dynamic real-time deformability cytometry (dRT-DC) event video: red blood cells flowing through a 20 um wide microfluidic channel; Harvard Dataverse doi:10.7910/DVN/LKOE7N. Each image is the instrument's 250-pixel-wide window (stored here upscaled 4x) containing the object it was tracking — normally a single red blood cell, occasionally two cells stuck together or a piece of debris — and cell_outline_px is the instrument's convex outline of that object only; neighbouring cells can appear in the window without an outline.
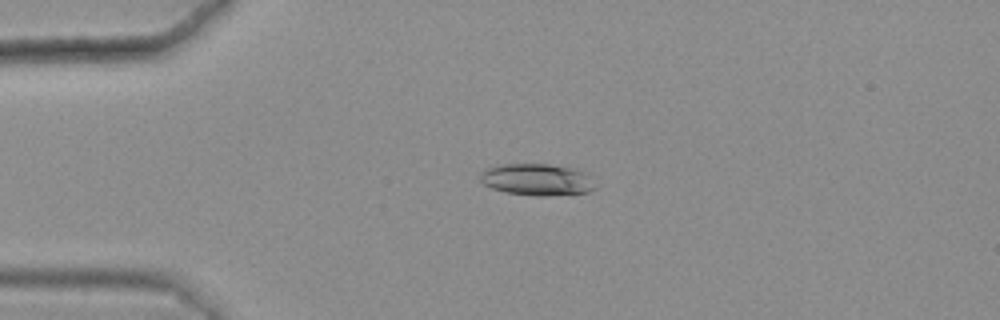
{"species": "common noctule bat (a hibernating species)", "species_latin": "Nyctalus noctula", "temperature_condition": "warm", "stored_images_in_passage": 49, "camera_frame_rate_fps": 3000, "um_per_image_px": 0.085, "animal": {"sex": "female", "body_mass_g": 25.1}, "frame": {"image": 1, "passage_image": 14, "time_ms": 4.333, "image_size_px": [1000, 320], "cell_outline_px": [[600, 184], [596, 188], [588, 192], [548, 196], [536, 196], [508, 192], [492, 188], [484, 184], [480, 180], [480, 172], [488, 168], [500, 164], [548, 164], [572, 168], [588, 172]], "centroid_in_image_um": [45.75, 15.26], "position_along_channel_um": 39.3, "area_um2": 21.68}}
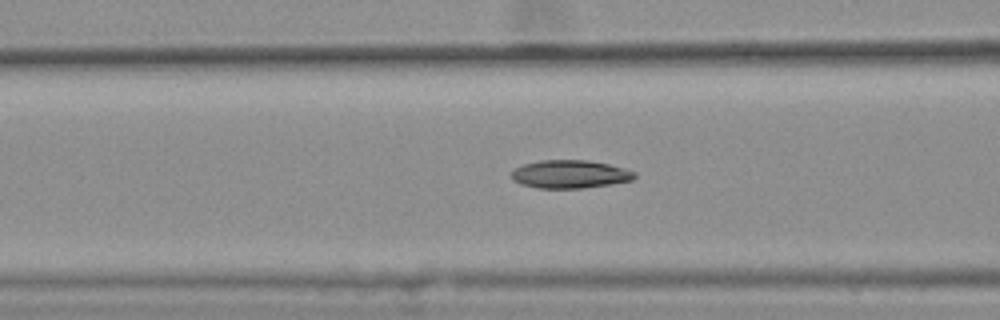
{"frame": {"image": 2, "passage_image": 23, "time_ms": 7.333, "image_size_px": [1000, 320], "cell_outline_px": [[636, 176], [632, 180], [612, 184], [584, 188], [536, 188], [520, 184], [512, 180], [512, 172], [516, 168], [524, 164], [540, 160], [588, 160], [608, 164], [624, 168], [636, 172]], "centroid_in_image_um": [48.45, 14.81], "position_along_channel_um": 118.1, "area_um2": 20.23}}
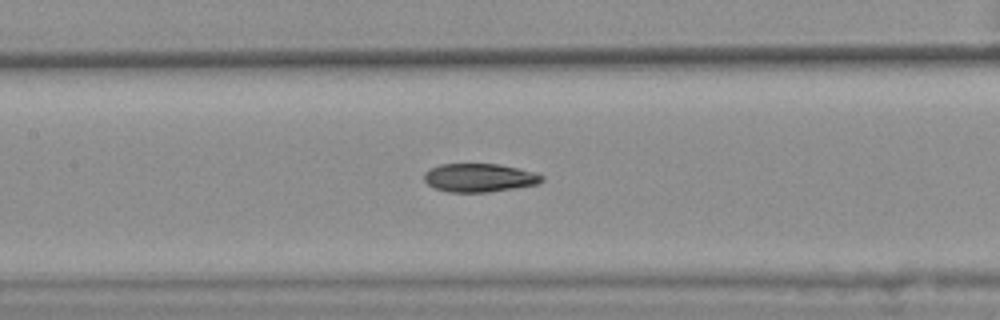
{"frame": {"image": 3, "passage_image": 27, "time_ms": 8.667, "image_size_px": [1000, 320], "cell_outline_px": [[544, 180], [536, 184], [516, 188], [488, 192], [448, 192], [436, 188], [428, 184], [424, 180], [424, 172], [440, 164], [500, 164], [520, 168], [536, 172], [544, 176]], "centroid_in_image_um": [40.78, 15.1], "position_along_channel_um": 166.6, "area_um2": 19.59}, "authors_computed_cell_mechanics": {"area_um2": 20.5768, "velocity_mm_per_s": 3.6425, "shape_relaxation_time_tau1_ms": 7.71, "shape_relaxation_time_tau2_ms": 3.3884, "deformation_change_tau1": 0.2068, "deformation_change_tau2": 0.1085}}